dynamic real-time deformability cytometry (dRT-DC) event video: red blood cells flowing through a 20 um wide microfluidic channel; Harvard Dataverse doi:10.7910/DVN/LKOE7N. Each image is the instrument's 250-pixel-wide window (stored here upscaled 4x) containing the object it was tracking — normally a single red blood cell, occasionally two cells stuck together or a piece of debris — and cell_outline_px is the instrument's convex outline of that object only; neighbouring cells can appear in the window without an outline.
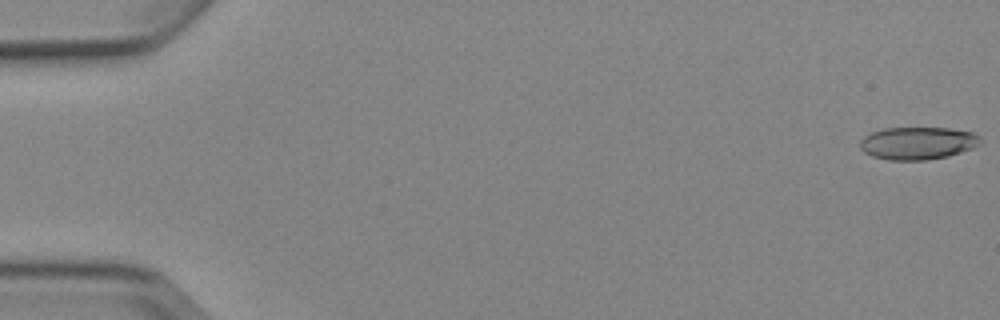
{"species": "Egyptian fruit bat (a non-hibernating species)", "species_latin": "Rousettus aegyptiacus", "temperature_condition": "cold", "stored_images_in_passage": 5, "camera_frame_rate_fps": 3000, "um_per_image_px": 0.085, "animal": {"sex": "female"}, "frame": {"image": 1, "passage_image": 1, "time_ms": 0.0, "image_size_px": [1000, 320], "cell_outline_px": [[980, 144], [972, 148], [948, 156], [924, 160], [888, 160], [872, 156], [864, 152], [860, 148], [860, 140], [864, 136], [872, 132], [884, 128], [948, 128], [972, 132], [980, 136]], "centroid_in_image_um": [77.98, 12.17], "position_along_channel_um": 7.0, "area_um2": 22.83}}
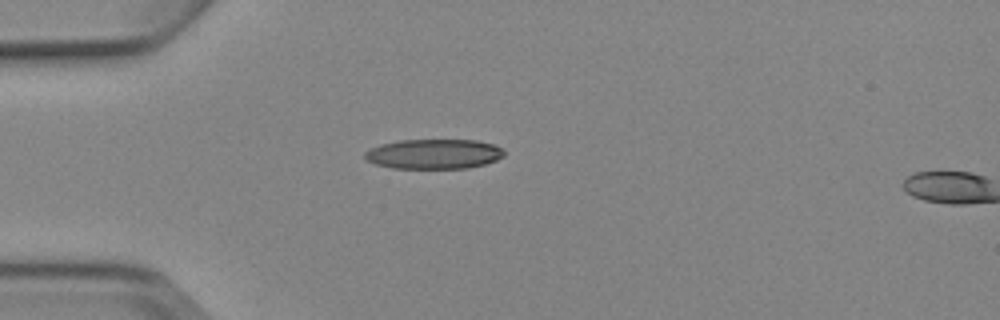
{"frame": {"image": 2, "passage_image": 4, "time_ms": 4.667, "image_size_px": [1000, 320], "cell_outline_px": [[504, 156], [496, 160], [484, 164], [468, 168], [392, 168], [376, 164], [364, 160], [364, 152], [380, 144], [400, 140], [476, 140], [496, 144], [504, 148]], "centroid_in_image_um": [36.89, 13.08], "position_along_channel_um": 48.1, "area_um2": 24.39}}